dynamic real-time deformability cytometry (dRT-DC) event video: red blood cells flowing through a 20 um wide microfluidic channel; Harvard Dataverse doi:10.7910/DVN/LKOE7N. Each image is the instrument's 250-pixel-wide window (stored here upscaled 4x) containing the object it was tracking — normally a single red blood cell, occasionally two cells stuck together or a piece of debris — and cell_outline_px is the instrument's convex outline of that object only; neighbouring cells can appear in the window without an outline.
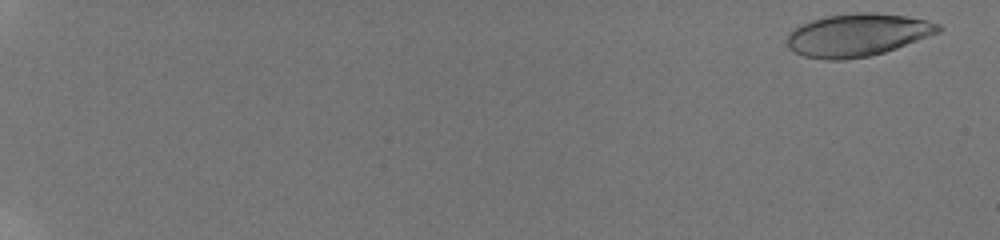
{"species": "human", "species_latin": "Homo sapiens", "temperature_condition": "room temperature", "stored_images_in_passage": 59, "camera_frame_rate_fps": 3000, "um_per_image_px": 0.085, "donor": {"sex": "male"}, "frame": {"image": 1, "passage_image": 3, "time_ms": 0.667, "image_size_px": [1000, 240], "cell_outline_px": [[944, 28], [940, 32], [896, 48], [884, 52], [868, 56], [840, 60], [824, 60], [804, 56], [788, 48], [788, 32], [812, 20], [828, 16], [860, 12], [904, 16], [924, 20], [940, 24]], "centroid_in_image_um": [72.89, 2.99], "position_along_channel_um": 12.1, "area_um2": 37.05}}
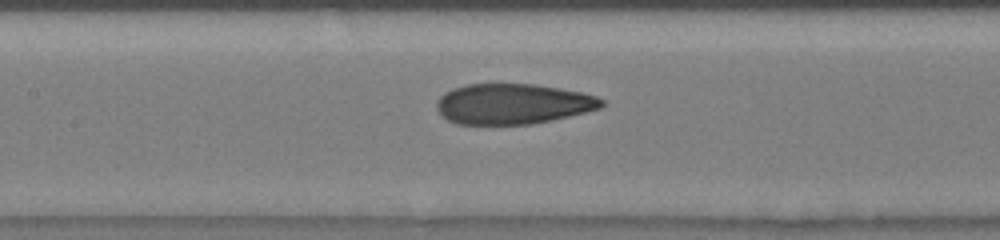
{"frame": {"image": 2, "passage_image": 33, "time_ms": 10.667, "image_size_px": [1000, 240], "cell_outline_px": [[604, 104], [600, 108], [552, 120], [532, 124], [456, 124], [448, 120], [436, 108], [436, 100], [444, 92], [452, 88], [464, 84], [536, 84], [560, 88], [580, 92], [596, 96], [604, 100]], "centroid_in_image_um": [43.56, 8.82], "position_along_channel_um": 163.8, "area_um2": 38.9}}
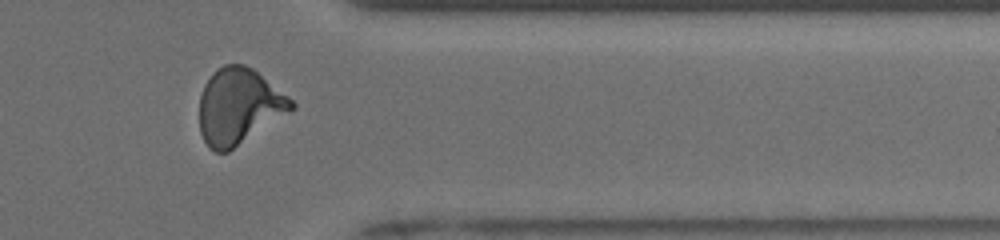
{"frame": {"image": 3, "passage_image": 51, "time_ms": 16.667, "image_size_px": [1000, 240], "cell_outline_px": [[296, 108], [228, 152], [216, 152], [208, 148], [200, 132], [200, 96], [204, 84], [212, 72], [224, 64], [244, 64], [252, 68], [288, 96], [296, 104]], "centroid_in_image_um": [20.29, 9.04], "position_along_channel_um": 391.1, "area_um2": 40.63}, "authors_computed_cell_mechanics": {"area_um2": 38.8416, "velocity_mm_per_s": 3.8558, "shape_relaxation_time_tau1_ms": 4.7631, "shape_relaxation_time_tau2_ms": 1.123, "deformation_change_tau1": 0.1903, "deformation_change_tau2": 0.0815}}